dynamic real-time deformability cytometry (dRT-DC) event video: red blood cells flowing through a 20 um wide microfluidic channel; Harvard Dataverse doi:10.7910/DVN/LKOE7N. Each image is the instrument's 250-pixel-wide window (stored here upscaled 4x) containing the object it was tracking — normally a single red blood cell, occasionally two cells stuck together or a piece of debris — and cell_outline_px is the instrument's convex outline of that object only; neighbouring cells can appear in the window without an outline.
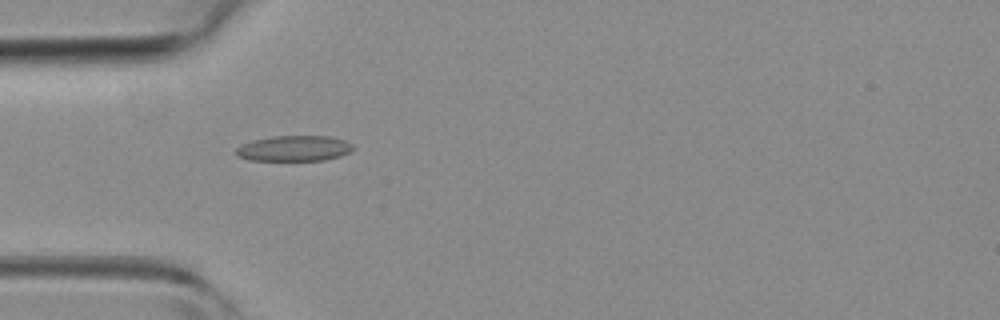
{"species": "common noctule bat (a hibernating species)", "species_latin": "Nyctalus noctula", "temperature_condition": "room temperature", "stored_images_in_passage": 4, "camera_frame_rate_fps": 3000, "um_per_image_px": 0.085, "animal": {"sex": "female", "body_mass_g": 19.3, "forearm_length_mm": 54.1}, "frame": {"image": 1, "passage_image": 4, "time_ms": 4.0, "image_size_px": [1000, 320], "cell_outline_px": [[356, 148], [352, 152], [340, 156], [324, 160], [248, 160], [236, 156], [236, 148], [240, 144], [252, 140], [272, 136], [328, 136], [344, 140], [352, 144]], "centroid_in_image_um": [25.0, 12.61], "position_along_channel_um": 60.0, "area_um2": 17.63}}